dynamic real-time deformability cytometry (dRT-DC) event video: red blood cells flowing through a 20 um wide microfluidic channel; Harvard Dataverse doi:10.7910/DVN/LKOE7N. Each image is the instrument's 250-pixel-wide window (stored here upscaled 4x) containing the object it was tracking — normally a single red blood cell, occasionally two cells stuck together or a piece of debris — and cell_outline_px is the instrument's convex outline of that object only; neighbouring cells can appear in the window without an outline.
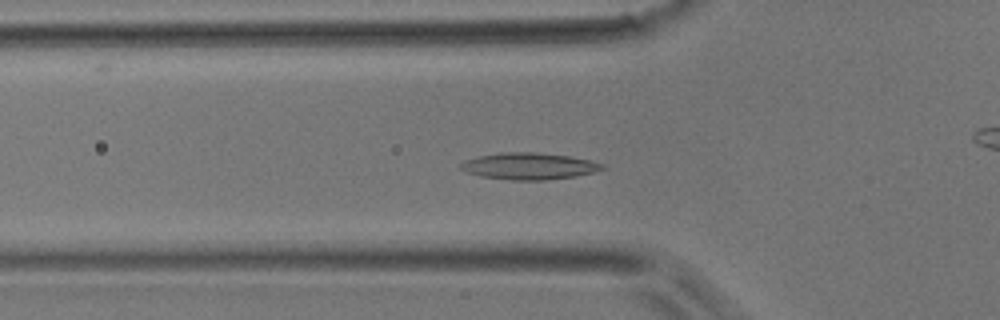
{"species": "common noctule bat (a hibernating species)", "species_latin": "Nyctalus noctula", "temperature_condition": "room temperature", "stored_images_in_passage": 31, "camera_frame_rate_fps": 3000, "um_per_image_px": 0.085, "animal": {"sex": "male", "body_mass_g": 17.9}, "frame": {"image": 1, "passage_image": 13, "time_ms": 4.0, "image_size_px": [1000, 320], "cell_outline_px": [[604, 168], [596, 172], [576, 176], [544, 180], [512, 180], [480, 176], [464, 172], [460, 168], [460, 164], [464, 160], [480, 156], [500, 152], [532, 152], [568, 156], [592, 160], [604, 164]], "centroid_in_image_um": [44.96, 14.12], "position_along_channel_um": 80.8, "area_um2": 22.08}}
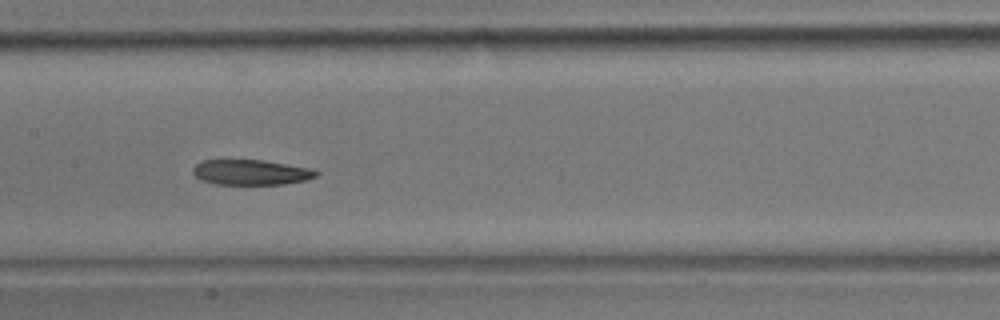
{"frame": {"image": 2, "passage_image": 20, "time_ms": 6.333, "image_size_px": [1000, 320], "cell_outline_px": [[320, 172], [316, 176], [304, 180], [284, 184], [216, 184], [200, 180], [192, 172], [192, 168], [196, 164], [204, 160], [264, 160], [308, 168]], "centroid_in_image_um": [21.29, 14.64], "position_along_channel_um": 186.1, "area_um2": 17.98}}
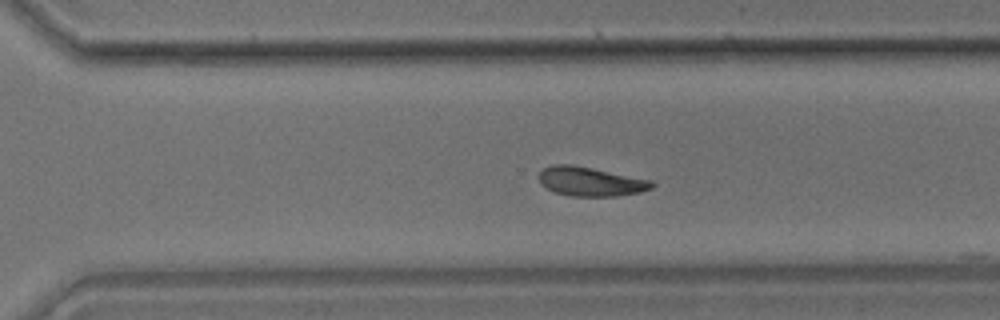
{"frame": {"image": 3, "passage_image": 29, "time_ms": 9.333, "image_size_px": [1000, 320], "cell_outline_px": [[656, 184], [652, 188], [640, 192], [616, 196], [568, 196], [556, 192], [540, 184], [540, 172], [544, 168], [552, 164], [572, 164], [652, 180]], "centroid_in_image_um": [50.21, 15.43], "position_along_channel_um": 320.4, "area_um2": 19.13}}